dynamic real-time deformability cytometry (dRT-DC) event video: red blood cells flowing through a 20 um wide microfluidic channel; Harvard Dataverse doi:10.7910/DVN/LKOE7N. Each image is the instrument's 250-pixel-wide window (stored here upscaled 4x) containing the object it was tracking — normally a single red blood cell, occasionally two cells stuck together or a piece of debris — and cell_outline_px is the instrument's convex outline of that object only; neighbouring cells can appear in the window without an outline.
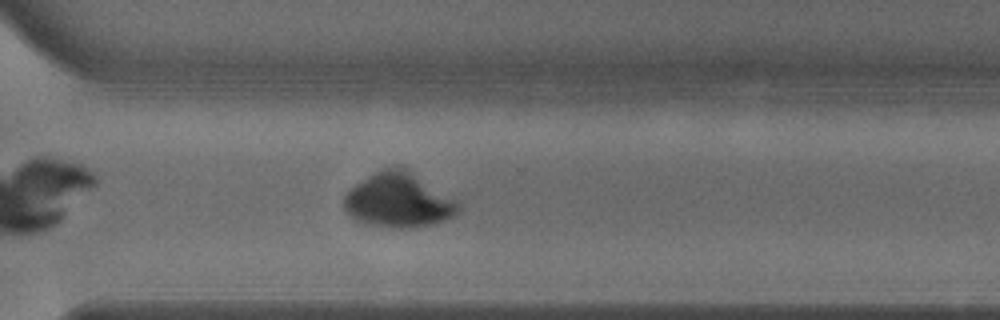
{"species": "common noctule bat (a hibernating species)", "species_latin": "Nyctalus noctula", "temperature_condition": "warm", "stored_images_in_passage": 30, "camera_frame_rate_fps": 3000, "um_per_image_px": 0.085, "animal": {"sex": "male", "body_mass_g": 18.8}, "frame": {"image": 1, "passage_image": 21, "time_ms": 6.667, "image_size_px": [1000, 320], "cell_outline_px": [[460, 212], [444, 220], [432, 224], [408, 228], [400, 228], [368, 224], [356, 220], [344, 208], [344, 196], [356, 184], [368, 176], [392, 164], [400, 164], [460, 200]], "centroid_in_image_um": [33.95, 16.98], "position_along_channel_um": 336.7, "area_um2": 36.7}}